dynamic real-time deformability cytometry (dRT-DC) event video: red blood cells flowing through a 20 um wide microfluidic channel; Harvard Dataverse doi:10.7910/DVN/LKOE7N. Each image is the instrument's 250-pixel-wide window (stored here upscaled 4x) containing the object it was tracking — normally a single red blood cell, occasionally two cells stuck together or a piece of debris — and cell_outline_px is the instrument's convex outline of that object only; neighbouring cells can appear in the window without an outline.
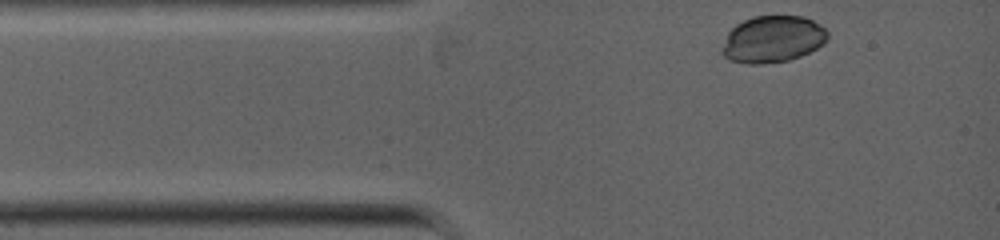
{"species": "common noctule bat (a hibernating species)", "species_latin": "Nyctalus noctula", "temperature_condition": "warm", "stored_images_in_passage": 7, "camera_frame_rate_fps": 5000, "um_per_image_px": 0.085, "animal": {"sex": "female", "body_mass_g": 19.0, "forearm_length_mm": 53.3}, "frame": {"image": 1, "passage_image": 1, "time_ms": 0.0, "image_size_px": [1000, 240], "cell_outline_px": [[828, 36], [824, 44], [800, 56], [788, 60], [764, 64], [748, 64], [728, 60], [720, 52], [728, 32], [736, 24], [752, 16], [804, 16], [812, 20], [824, 28], [828, 32]], "centroid_in_image_um": [65.65, 3.34], "position_along_channel_um": 19.3, "area_um2": 28.84}}